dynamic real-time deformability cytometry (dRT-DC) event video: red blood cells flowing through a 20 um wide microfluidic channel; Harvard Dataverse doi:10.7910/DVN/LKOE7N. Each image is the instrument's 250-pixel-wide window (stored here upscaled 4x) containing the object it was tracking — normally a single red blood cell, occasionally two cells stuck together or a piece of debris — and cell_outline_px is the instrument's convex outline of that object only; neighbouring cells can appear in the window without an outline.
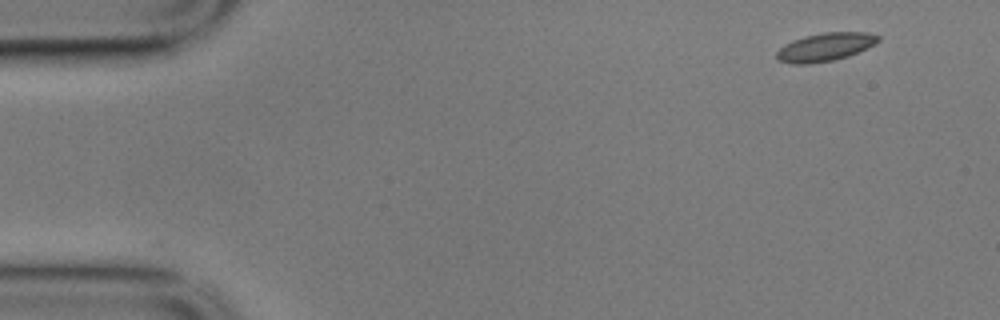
{"species": "common noctule bat (a hibernating species)", "species_latin": "Nyctalus noctula", "temperature_condition": "cold", "stored_images_in_passage": 38, "camera_frame_rate_fps": 3000, "um_per_image_px": 0.085, "animal": {"sex": "male", "body_mass_g": 17.9}, "frame": {"image": 1, "passage_image": 1, "time_ms": 0.0, "image_size_px": [1000, 320], "cell_outline_px": [[880, 40], [848, 56], [832, 60], [808, 64], [792, 64], [776, 60], [776, 52], [784, 44], [792, 40], [804, 36], [824, 32], [868, 32], [880, 36]], "centroid_in_image_um": [70.08, 3.99], "position_along_channel_um": 14.9, "area_um2": 16.59}}
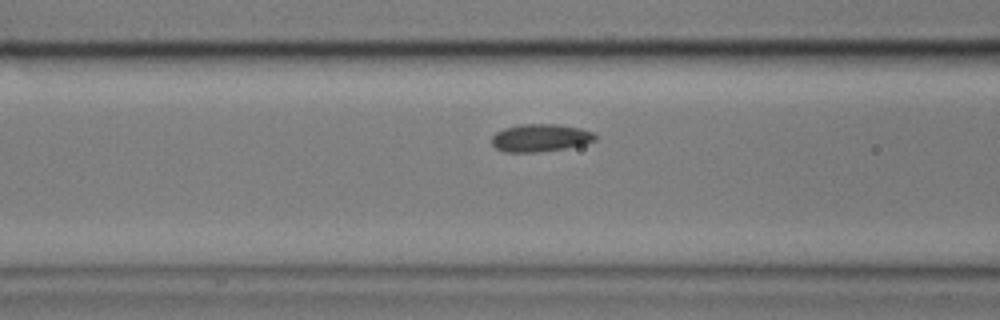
{"frame": {"image": 2, "passage_image": 19, "time_ms": 6.0, "image_size_px": [1000, 320], "cell_outline_px": [[596, 140], [584, 144], [564, 148], [536, 152], [504, 152], [496, 148], [492, 144], [492, 136], [496, 132], [504, 128], [520, 124], [560, 124], [580, 128], [592, 132], [596, 136]], "centroid_in_image_um": [45.91, 11.71], "position_along_channel_um": 120.7, "area_um2": 16.65}}
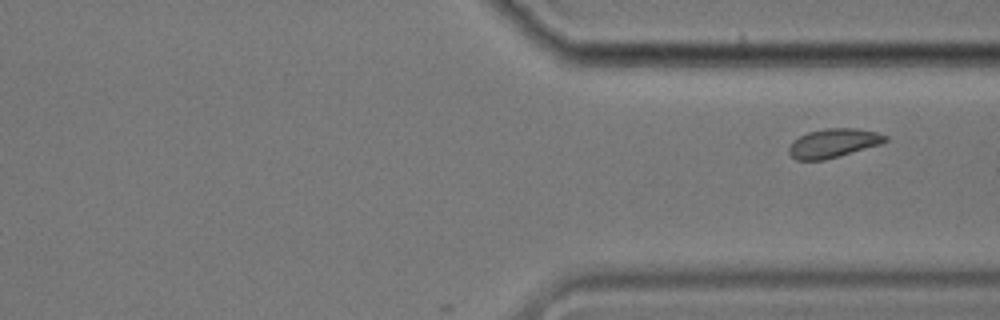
{"frame": {"image": 3, "passage_image": 38, "time_ms": 12.333, "image_size_px": [1000, 320], "cell_outline_px": [[888, 140], [880, 144], [840, 156], [824, 160], [796, 160], [788, 152], [788, 148], [792, 140], [808, 132], [824, 128], [856, 128], [876, 132], [888, 136]], "centroid_in_image_um": [70.82, 12.16], "position_along_channel_um": 340.6, "area_um2": 16.3}}